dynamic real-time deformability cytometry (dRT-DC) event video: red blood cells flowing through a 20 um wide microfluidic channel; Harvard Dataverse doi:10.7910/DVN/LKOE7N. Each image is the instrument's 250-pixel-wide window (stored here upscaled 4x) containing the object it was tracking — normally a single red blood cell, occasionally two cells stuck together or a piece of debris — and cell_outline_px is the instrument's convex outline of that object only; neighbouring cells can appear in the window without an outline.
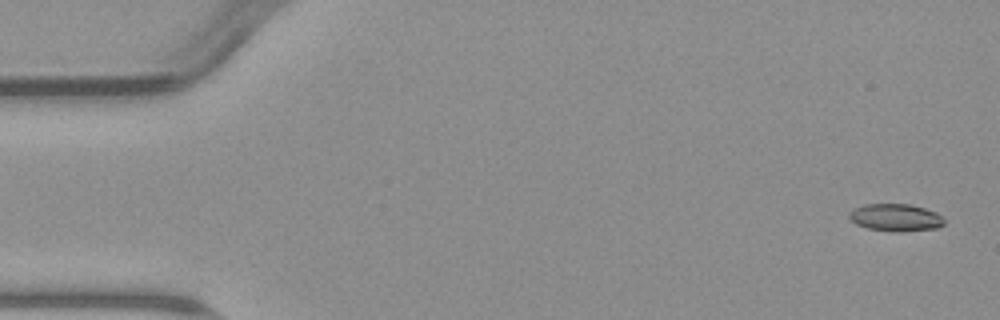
{"species": "common noctule bat (a hibernating species)", "species_latin": "Nyctalus noctula", "temperature_condition": "warm", "stored_images_in_passage": 5, "camera_frame_rate_fps": 3000, "um_per_image_px": 0.085, "animal": {"sex": "male", "body_mass_g": 23.1, "forearm_length_mm": 52.7}, "frame": {"image": 1, "passage_image": 1, "time_ms": 0.0, "image_size_px": [1000, 320], "cell_outline_px": [[944, 224], [936, 228], [900, 232], [896, 232], [868, 228], [856, 224], [848, 216], [848, 212], [864, 204], [912, 204], [936, 212], [944, 216]], "centroid_in_image_um": [76.15, 18.48], "position_along_channel_um": 8.8, "area_um2": 15.2}}
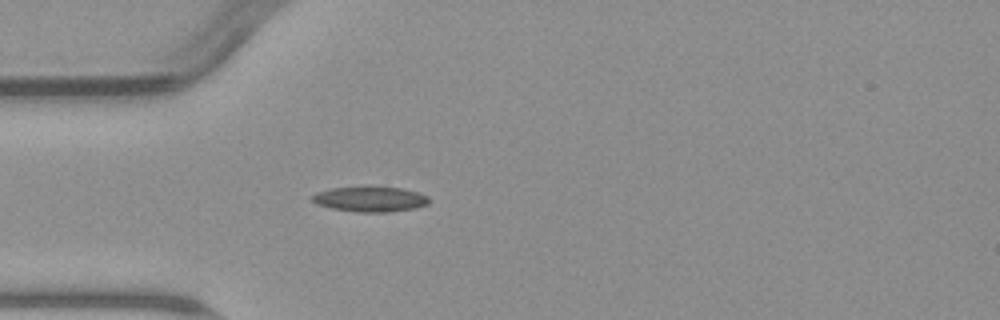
{"frame": {"image": 2, "passage_image": 5, "time_ms": 4.667, "image_size_px": [1000, 320], "cell_outline_px": [[428, 204], [416, 208], [388, 212], [360, 212], [332, 208], [316, 204], [312, 200], [312, 196], [316, 192], [332, 188], [368, 184], [404, 188], [420, 192], [428, 196]], "centroid_in_image_um": [31.49, 16.88], "position_along_channel_um": 53.5, "area_um2": 17.86}}